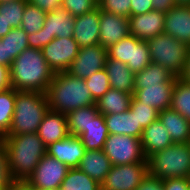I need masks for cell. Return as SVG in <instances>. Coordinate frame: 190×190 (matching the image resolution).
Instances as JSON below:
<instances>
[{"mask_svg":"<svg viewBox=\"0 0 190 190\" xmlns=\"http://www.w3.org/2000/svg\"><path fill=\"white\" fill-rule=\"evenodd\" d=\"M11 87L17 91L46 93L55 72L49 67L41 49L28 47L9 67Z\"/></svg>","mask_w":190,"mask_h":190,"instance_id":"obj_1","label":"cell"},{"mask_svg":"<svg viewBox=\"0 0 190 190\" xmlns=\"http://www.w3.org/2000/svg\"><path fill=\"white\" fill-rule=\"evenodd\" d=\"M1 139L5 144L13 178L27 180L46 155L47 147L37 133L5 135Z\"/></svg>","mask_w":190,"mask_h":190,"instance_id":"obj_2","label":"cell"},{"mask_svg":"<svg viewBox=\"0 0 190 190\" xmlns=\"http://www.w3.org/2000/svg\"><path fill=\"white\" fill-rule=\"evenodd\" d=\"M46 97L49 109L63 114L96 103L85 79L73 77L67 72L54 74L47 89Z\"/></svg>","mask_w":190,"mask_h":190,"instance_id":"obj_3","label":"cell"},{"mask_svg":"<svg viewBox=\"0 0 190 190\" xmlns=\"http://www.w3.org/2000/svg\"><path fill=\"white\" fill-rule=\"evenodd\" d=\"M48 110L46 93L16 90L14 114L6 135L37 133Z\"/></svg>","mask_w":190,"mask_h":190,"instance_id":"obj_4","label":"cell"},{"mask_svg":"<svg viewBox=\"0 0 190 190\" xmlns=\"http://www.w3.org/2000/svg\"><path fill=\"white\" fill-rule=\"evenodd\" d=\"M148 174L161 180L188 178L190 175V143H173L147 159Z\"/></svg>","mask_w":190,"mask_h":190,"instance_id":"obj_5","label":"cell"},{"mask_svg":"<svg viewBox=\"0 0 190 190\" xmlns=\"http://www.w3.org/2000/svg\"><path fill=\"white\" fill-rule=\"evenodd\" d=\"M152 62L178 77L187 61L190 46L162 33L147 41Z\"/></svg>","mask_w":190,"mask_h":190,"instance_id":"obj_6","label":"cell"},{"mask_svg":"<svg viewBox=\"0 0 190 190\" xmlns=\"http://www.w3.org/2000/svg\"><path fill=\"white\" fill-rule=\"evenodd\" d=\"M108 58L125 63L134 74L141 72L152 60L147 41L129 35L107 49Z\"/></svg>","mask_w":190,"mask_h":190,"instance_id":"obj_7","label":"cell"},{"mask_svg":"<svg viewBox=\"0 0 190 190\" xmlns=\"http://www.w3.org/2000/svg\"><path fill=\"white\" fill-rule=\"evenodd\" d=\"M102 150L110 159L112 165H127L132 163H144L146 161L141 139L136 137L122 134H109Z\"/></svg>","mask_w":190,"mask_h":190,"instance_id":"obj_8","label":"cell"},{"mask_svg":"<svg viewBox=\"0 0 190 190\" xmlns=\"http://www.w3.org/2000/svg\"><path fill=\"white\" fill-rule=\"evenodd\" d=\"M147 174V160L144 163L112 165L101 188L103 190H135Z\"/></svg>","mask_w":190,"mask_h":190,"instance_id":"obj_9","label":"cell"},{"mask_svg":"<svg viewBox=\"0 0 190 190\" xmlns=\"http://www.w3.org/2000/svg\"><path fill=\"white\" fill-rule=\"evenodd\" d=\"M79 45L73 37L54 38L41 51L49 67L55 72H66L78 55Z\"/></svg>","mask_w":190,"mask_h":190,"instance_id":"obj_10","label":"cell"},{"mask_svg":"<svg viewBox=\"0 0 190 190\" xmlns=\"http://www.w3.org/2000/svg\"><path fill=\"white\" fill-rule=\"evenodd\" d=\"M107 57V49L100 44L80 47L78 55L66 72L73 77L86 79L104 69Z\"/></svg>","mask_w":190,"mask_h":190,"instance_id":"obj_11","label":"cell"},{"mask_svg":"<svg viewBox=\"0 0 190 190\" xmlns=\"http://www.w3.org/2000/svg\"><path fill=\"white\" fill-rule=\"evenodd\" d=\"M69 169L64 163L46 154L27 181L35 189L60 187Z\"/></svg>","mask_w":190,"mask_h":190,"instance_id":"obj_12","label":"cell"},{"mask_svg":"<svg viewBox=\"0 0 190 190\" xmlns=\"http://www.w3.org/2000/svg\"><path fill=\"white\" fill-rule=\"evenodd\" d=\"M164 17V12L156 10H151L141 15L130 16L128 18L130 35L142 41H148L164 33Z\"/></svg>","mask_w":190,"mask_h":190,"instance_id":"obj_13","label":"cell"},{"mask_svg":"<svg viewBox=\"0 0 190 190\" xmlns=\"http://www.w3.org/2000/svg\"><path fill=\"white\" fill-rule=\"evenodd\" d=\"M85 147L79 136L69 135L47 147L46 154L64 163L69 168H77L85 154Z\"/></svg>","mask_w":190,"mask_h":190,"instance_id":"obj_14","label":"cell"},{"mask_svg":"<svg viewBox=\"0 0 190 190\" xmlns=\"http://www.w3.org/2000/svg\"><path fill=\"white\" fill-rule=\"evenodd\" d=\"M100 15L99 7L91 12L75 17L73 38L79 47H88L100 44Z\"/></svg>","mask_w":190,"mask_h":190,"instance_id":"obj_15","label":"cell"},{"mask_svg":"<svg viewBox=\"0 0 190 190\" xmlns=\"http://www.w3.org/2000/svg\"><path fill=\"white\" fill-rule=\"evenodd\" d=\"M130 35L128 18L101 10L100 45L108 49L116 42Z\"/></svg>","mask_w":190,"mask_h":190,"instance_id":"obj_16","label":"cell"},{"mask_svg":"<svg viewBox=\"0 0 190 190\" xmlns=\"http://www.w3.org/2000/svg\"><path fill=\"white\" fill-rule=\"evenodd\" d=\"M164 33L190 46V5H177L165 13Z\"/></svg>","mask_w":190,"mask_h":190,"instance_id":"obj_17","label":"cell"},{"mask_svg":"<svg viewBox=\"0 0 190 190\" xmlns=\"http://www.w3.org/2000/svg\"><path fill=\"white\" fill-rule=\"evenodd\" d=\"M175 83H163L161 85H144V88H134L133 98L142 102L145 106H151L161 112L170 108L172 92Z\"/></svg>","mask_w":190,"mask_h":190,"instance_id":"obj_18","label":"cell"},{"mask_svg":"<svg viewBox=\"0 0 190 190\" xmlns=\"http://www.w3.org/2000/svg\"><path fill=\"white\" fill-rule=\"evenodd\" d=\"M37 134L46 147L56 141L67 138L70 133L66 114L49 109L38 127Z\"/></svg>","mask_w":190,"mask_h":190,"instance_id":"obj_19","label":"cell"},{"mask_svg":"<svg viewBox=\"0 0 190 190\" xmlns=\"http://www.w3.org/2000/svg\"><path fill=\"white\" fill-rule=\"evenodd\" d=\"M74 25L75 17L62 7L52 12H46L42 31L47 34V45L56 37H72Z\"/></svg>","mask_w":190,"mask_h":190,"instance_id":"obj_20","label":"cell"},{"mask_svg":"<svg viewBox=\"0 0 190 190\" xmlns=\"http://www.w3.org/2000/svg\"><path fill=\"white\" fill-rule=\"evenodd\" d=\"M173 142L167 129L159 119L153 121L148 127L143 129L141 136V145L146 159L159 151L164 150Z\"/></svg>","mask_w":190,"mask_h":190,"instance_id":"obj_21","label":"cell"},{"mask_svg":"<svg viewBox=\"0 0 190 190\" xmlns=\"http://www.w3.org/2000/svg\"><path fill=\"white\" fill-rule=\"evenodd\" d=\"M104 69L107 72L111 88L134 94L135 74L125 63L107 57Z\"/></svg>","mask_w":190,"mask_h":190,"instance_id":"obj_22","label":"cell"},{"mask_svg":"<svg viewBox=\"0 0 190 190\" xmlns=\"http://www.w3.org/2000/svg\"><path fill=\"white\" fill-rule=\"evenodd\" d=\"M111 166L110 159L103 150H86L77 168L102 184Z\"/></svg>","mask_w":190,"mask_h":190,"instance_id":"obj_23","label":"cell"},{"mask_svg":"<svg viewBox=\"0 0 190 190\" xmlns=\"http://www.w3.org/2000/svg\"><path fill=\"white\" fill-rule=\"evenodd\" d=\"M158 119L167 129L173 143H190V122L171 108L159 112Z\"/></svg>","mask_w":190,"mask_h":190,"instance_id":"obj_24","label":"cell"},{"mask_svg":"<svg viewBox=\"0 0 190 190\" xmlns=\"http://www.w3.org/2000/svg\"><path fill=\"white\" fill-rule=\"evenodd\" d=\"M109 134H122L141 139L143 128H137V119L130 109L119 114L104 115Z\"/></svg>","mask_w":190,"mask_h":190,"instance_id":"obj_25","label":"cell"},{"mask_svg":"<svg viewBox=\"0 0 190 190\" xmlns=\"http://www.w3.org/2000/svg\"><path fill=\"white\" fill-rule=\"evenodd\" d=\"M132 97V94L110 88L95 105L102 115L119 114L129 109Z\"/></svg>","mask_w":190,"mask_h":190,"instance_id":"obj_26","label":"cell"},{"mask_svg":"<svg viewBox=\"0 0 190 190\" xmlns=\"http://www.w3.org/2000/svg\"><path fill=\"white\" fill-rule=\"evenodd\" d=\"M177 78L165 67L151 62L141 72L135 74V88H144V85L175 83Z\"/></svg>","mask_w":190,"mask_h":190,"instance_id":"obj_27","label":"cell"},{"mask_svg":"<svg viewBox=\"0 0 190 190\" xmlns=\"http://www.w3.org/2000/svg\"><path fill=\"white\" fill-rule=\"evenodd\" d=\"M108 135L104 115L99 113L79 137L86 150H102Z\"/></svg>","mask_w":190,"mask_h":190,"instance_id":"obj_28","label":"cell"},{"mask_svg":"<svg viewBox=\"0 0 190 190\" xmlns=\"http://www.w3.org/2000/svg\"><path fill=\"white\" fill-rule=\"evenodd\" d=\"M100 112L96 105L81 107L66 114L70 135L80 136Z\"/></svg>","mask_w":190,"mask_h":190,"instance_id":"obj_29","label":"cell"},{"mask_svg":"<svg viewBox=\"0 0 190 190\" xmlns=\"http://www.w3.org/2000/svg\"><path fill=\"white\" fill-rule=\"evenodd\" d=\"M0 39L2 43H5L6 67H10L13 60L29 47L27 33L22 28H12Z\"/></svg>","mask_w":190,"mask_h":190,"instance_id":"obj_30","label":"cell"},{"mask_svg":"<svg viewBox=\"0 0 190 190\" xmlns=\"http://www.w3.org/2000/svg\"><path fill=\"white\" fill-rule=\"evenodd\" d=\"M60 188L61 190H100L101 184L78 168H70Z\"/></svg>","mask_w":190,"mask_h":190,"instance_id":"obj_31","label":"cell"},{"mask_svg":"<svg viewBox=\"0 0 190 190\" xmlns=\"http://www.w3.org/2000/svg\"><path fill=\"white\" fill-rule=\"evenodd\" d=\"M16 90L12 87L0 91V138L10 129L15 109Z\"/></svg>","mask_w":190,"mask_h":190,"instance_id":"obj_32","label":"cell"},{"mask_svg":"<svg viewBox=\"0 0 190 190\" xmlns=\"http://www.w3.org/2000/svg\"><path fill=\"white\" fill-rule=\"evenodd\" d=\"M170 108L190 122V84L182 82L179 78L175 81Z\"/></svg>","mask_w":190,"mask_h":190,"instance_id":"obj_33","label":"cell"},{"mask_svg":"<svg viewBox=\"0 0 190 190\" xmlns=\"http://www.w3.org/2000/svg\"><path fill=\"white\" fill-rule=\"evenodd\" d=\"M28 0L0 2V16L11 28H21L23 12Z\"/></svg>","mask_w":190,"mask_h":190,"instance_id":"obj_34","label":"cell"},{"mask_svg":"<svg viewBox=\"0 0 190 190\" xmlns=\"http://www.w3.org/2000/svg\"><path fill=\"white\" fill-rule=\"evenodd\" d=\"M45 18L46 12L27 2L23 12L21 28L27 34L36 33L42 29Z\"/></svg>","mask_w":190,"mask_h":190,"instance_id":"obj_35","label":"cell"},{"mask_svg":"<svg viewBox=\"0 0 190 190\" xmlns=\"http://www.w3.org/2000/svg\"><path fill=\"white\" fill-rule=\"evenodd\" d=\"M129 109L135 114L137 128H146L159 117V111L151 106H145L142 102H137L133 97Z\"/></svg>","mask_w":190,"mask_h":190,"instance_id":"obj_36","label":"cell"},{"mask_svg":"<svg viewBox=\"0 0 190 190\" xmlns=\"http://www.w3.org/2000/svg\"><path fill=\"white\" fill-rule=\"evenodd\" d=\"M85 83L95 101L101 98L111 88L105 69L97 71L90 77L86 78Z\"/></svg>","mask_w":190,"mask_h":190,"instance_id":"obj_37","label":"cell"},{"mask_svg":"<svg viewBox=\"0 0 190 190\" xmlns=\"http://www.w3.org/2000/svg\"><path fill=\"white\" fill-rule=\"evenodd\" d=\"M98 7L107 13L127 18L131 16V0H99Z\"/></svg>","mask_w":190,"mask_h":190,"instance_id":"obj_38","label":"cell"},{"mask_svg":"<svg viewBox=\"0 0 190 190\" xmlns=\"http://www.w3.org/2000/svg\"><path fill=\"white\" fill-rule=\"evenodd\" d=\"M99 0H62V8L74 17L91 12L98 7Z\"/></svg>","mask_w":190,"mask_h":190,"instance_id":"obj_39","label":"cell"},{"mask_svg":"<svg viewBox=\"0 0 190 190\" xmlns=\"http://www.w3.org/2000/svg\"><path fill=\"white\" fill-rule=\"evenodd\" d=\"M14 180L8 165L5 144L0 138V190H8Z\"/></svg>","mask_w":190,"mask_h":190,"instance_id":"obj_40","label":"cell"},{"mask_svg":"<svg viewBox=\"0 0 190 190\" xmlns=\"http://www.w3.org/2000/svg\"><path fill=\"white\" fill-rule=\"evenodd\" d=\"M189 178H168L162 180L164 190H188Z\"/></svg>","mask_w":190,"mask_h":190,"instance_id":"obj_41","label":"cell"},{"mask_svg":"<svg viewBox=\"0 0 190 190\" xmlns=\"http://www.w3.org/2000/svg\"><path fill=\"white\" fill-rule=\"evenodd\" d=\"M135 190H164L162 180L147 174Z\"/></svg>","mask_w":190,"mask_h":190,"instance_id":"obj_42","label":"cell"},{"mask_svg":"<svg viewBox=\"0 0 190 190\" xmlns=\"http://www.w3.org/2000/svg\"><path fill=\"white\" fill-rule=\"evenodd\" d=\"M27 37L30 48L42 49L47 45V34L42 29L36 33L27 34Z\"/></svg>","mask_w":190,"mask_h":190,"instance_id":"obj_43","label":"cell"},{"mask_svg":"<svg viewBox=\"0 0 190 190\" xmlns=\"http://www.w3.org/2000/svg\"><path fill=\"white\" fill-rule=\"evenodd\" d=\"M151 10L152 0H131V16L145 14Z\"/></svg>","mask_w":190,"mask_h":190,"instance_id":"obj_44","label":"cell"},{"mask_svg":"<svg viewBox=\"0 0 190 190\" xmlns=\"http://www.w3.org/2000/svg\"><path fill=\"white\" fill-rule=\"evenodd\" d=\"M28 2L44 12H52L62 6V0H28Z\"/></svg>","mask_w":190,"mask_h":190,"instance_id":"obj_45","label":"cell"},{"mask_svg":"<svg viewBox=\"0 0 190 190\" xmlns=\"http://www.w3.org/2000/svg\"><path fill=\"white\" fill-rule=\"evenodd\" d=\"M153 10L161 11V12H168L173 7H176L175 0H152Z\"/></svg>","mask_w":190,"mask_h":190,"instance_id":"obj_46","label":"cell"},{"mask_svg":"<svg viewBox=\"0 0 190 190\" xmlns=\"http://www.w3.org/2000/svg\"><path fill=\"white\" fill-rule=\"evenodd\" d=\"M11 87L9 67L0 64V91Z\"/></svg>","mask_w":190,"mask_h":190,"instance_id":"obj_47","label":"cell"},{"mask_svg":"<svg viewBox=\"0 0 190 190\" xmlns=\"http://www.w3.org/2000/svg\"><path fill=\"white\" fill-rule=\"evenodd\" d=\"M8 190H35L27 180H14Z\"/></svg>","mask_w":190,"mask_h":190,"instance_id":"obj_48","label":"cell"},{"mask_svg":"<svg viewBox=\"0 0 190 190\" xmlns=\"http://www.w3.org/2000/svg\"><path fill=\"white\" fill-rule=\"evenodd\" d=\"M178 78L186 83V84H190V49H189V53L187 56V61L184 65L183 71L181 72V74L178 76Z\"/></svg>","mask_w":190,"mask_h":190,"instance_id":"obj_49","label":"cell"},{"mask_svg":"<svg viewBox=\"0 0 190 190\" xmlns=\"http://www.w3.org/2000/svg\"><path fill=\"white\" fill-rule=\"evenodd\" d=\"M12 28L8 26L7 22L0 16V38L6 36Z\"/></svg>","mask_w":190,"mask_h":190,"instance_id":"obj_50","label":"cell"},{"mask_svg":"<svg viewBox=\"0 0 190 190\" xmlns=\"http://www.w3.org/2000/svg\"><path fill=\"white\" fill-rule=\"evenodd\" d=\"M0 64L6 66V49L5 43L1 42L0 39Z\"/></svg>","mask_w":190,"mask_h":190,"instance_id":"obj_51","label":"cell"},{"mask_svg":"<svg viewBox=\"0 0 190 190\" xmlns=\"http://www.w3.org/2000/svg\"><path fill=\"white\" fill-rule=\"evenodd\" d=\"M177 5H190V0H175Z\"/></svg>","mask_w":190,"mask_h":190,"instance_id":"obj_52","label":"cell"},{"mask_svg":"<svg viewBox=\"0 0 190 190\" xmlns=\"http://www.w3.org/2000/svg\"><path fill=\"white\" fill-rule=\"evenodd\" d=\"M35 190H61V188L60 187H54V188H50V189L40 188V189H35Z\"/></svg>","mask_w":190,"mask_h":190,"instance_id":"obj_53","label":"cell"},{"mask_svg":"<svg viewBox=\"0 0 190 190\" xmlns=\"http://www.w3.org/2000/svg\"><path fill=\"white\" fill-rule=\"evenodd\" d=\"M8 1H12V0H0V2H8Z\"/></svg>","mask_w":190,"mask_h":190,"instance_id":"obj_54","label":"cell"}]
</instances>
